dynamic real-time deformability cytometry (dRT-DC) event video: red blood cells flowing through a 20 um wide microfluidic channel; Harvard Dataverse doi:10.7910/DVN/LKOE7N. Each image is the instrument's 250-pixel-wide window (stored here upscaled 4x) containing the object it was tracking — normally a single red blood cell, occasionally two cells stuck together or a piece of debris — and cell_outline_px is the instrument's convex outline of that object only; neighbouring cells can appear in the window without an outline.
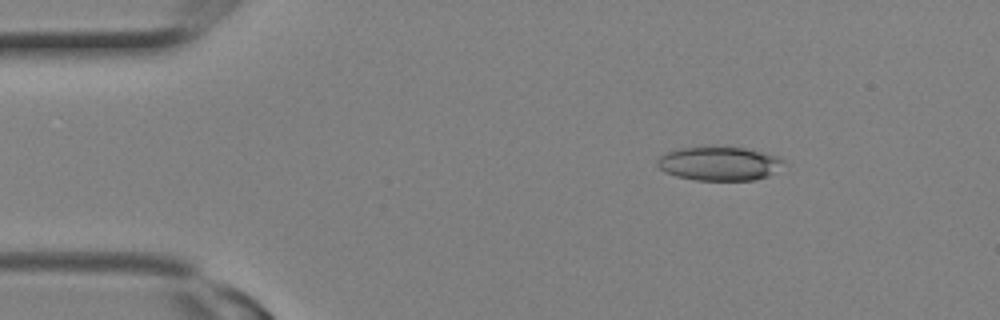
{"species": "Egyptian fruit bat (a non-hibernating species)", "species_latin": "Rousettus aegyptiacus", "temperature_condition": "room temperature", "stored_images_in_passage": 25, "camera_frame_rate_fps": 3000, "um_per_image_px": 0.085, "animal": {"sex": "female"}, "frame": {"image": 1, "passage_image": 4, "time_ms": 1.0, "image_size_px": [1000, 320], "cell_outline_px": [[784, 160], [768, 176], [756, 180], [696, 180], [676, 176], [664, 172], [656, 164], [656, 160], [660, 156], [668, 152], [680, 148], [712, 144], [744, 148], [780, 156]], "centroid_in_image_um": [61.07, 13.87], "position_along_channel_um": 23.9, "area_um2": 25.32}}
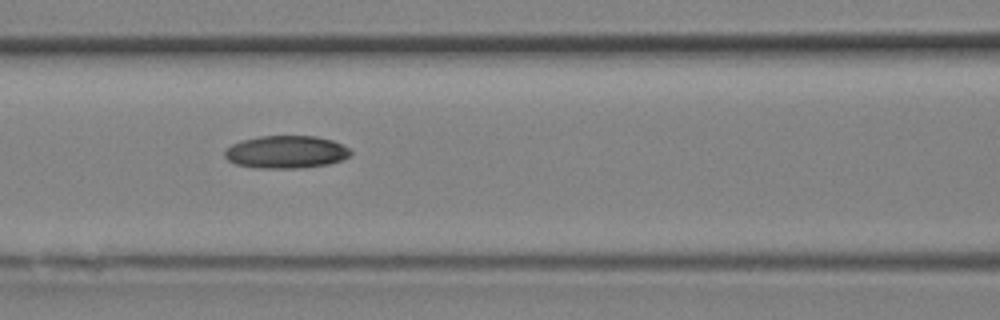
{"frame": {"image": 2, "passage_image": 11, "time_ms": 3.333, "image_size_px": [1000, 320], "cell_outline_px": [[352, 156], [344, 160], [328, 164], [300, 168], [256, 168], [236, 164], [228, 160], [224, 156], [224, 152], [232, 144], [240, 140], [260, 136], [316, 136], [332, 140], [348, 148], [352, 152]], "centroid_in_image_um": [24.33, 12.92], "position_along_channel_um": 142.3, "area_um2": 24.1}}
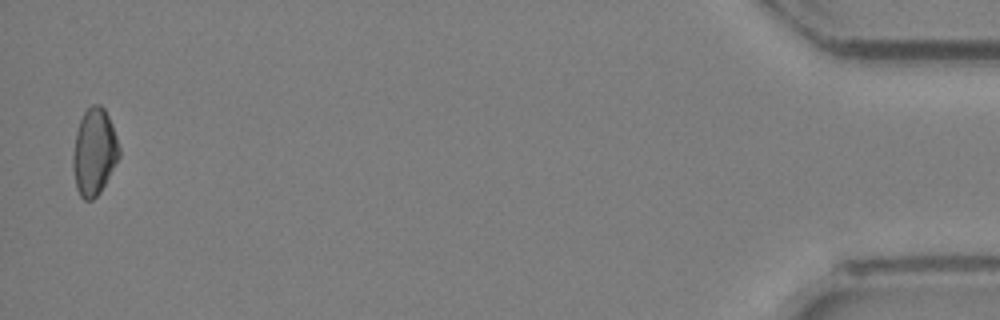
{"frame": {"image": 3, "passage_image": 25, "time_ms": 8.0, "image_size_px": [1000, 320], "cell_outline_px": [[120, 156], [100, 192], [92, 200], [84, 200], [80, 196], [76, 188], [72, 168], [72, 156], [76, 132], [80, 120], [84, 112], [92, 104], [100, 104], [104, 108], [112, 124], [120, 148]], "centroid_in_image_um": [8.0, 12.92], "position_along_channel_um": 427.2, "area_um2": 23.41}}